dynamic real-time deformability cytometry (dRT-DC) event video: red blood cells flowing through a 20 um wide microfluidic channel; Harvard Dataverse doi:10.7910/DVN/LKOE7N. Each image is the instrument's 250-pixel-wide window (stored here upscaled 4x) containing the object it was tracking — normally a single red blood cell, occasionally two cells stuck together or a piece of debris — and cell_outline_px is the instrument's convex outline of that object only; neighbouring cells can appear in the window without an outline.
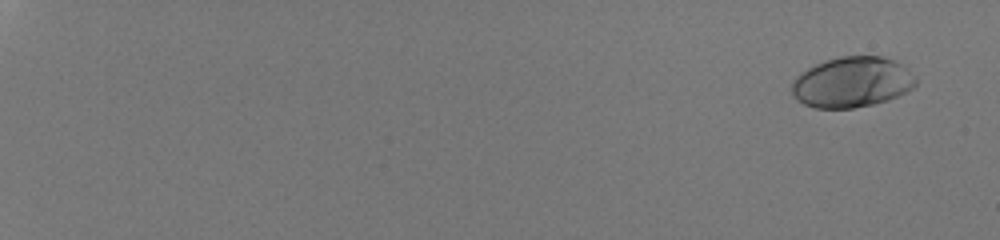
{"species": "human", "species_latin": "Homo sapiens", "temperature_condition": "room temperature", "stored_images_in_passage": 56, "camera_frame_rate_fps": 3000, "um_per_image_px": 0.085, "donor": {"sex": "male"}, "frame": {"image": 1, "passage_image": 4, "time_ms": 1.0, "image_size_px": [1000, 240], "cell_outline_px": [[916, 84], [912, 88], [888, 100], [872, 104], [852, 108], [816, 108], [804, 104], [796, 100], [792, 92], [792, 80], [796, 76], [808, 68], [824, 60], [840, 56], [880, 56], [892, 60], [900, 64], [916, 76]], "centroid_in_image_um": [72.39, 6.98], "position_along_channel_um": 12.6, "area_um2": 36.36}}
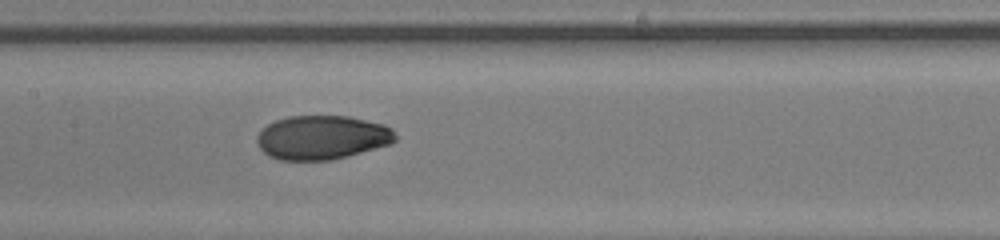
{"frame": {"image": 2, "passage_image": 34, "time_ms": 11.0, "image_size_px": [1000, 240], "cell_outline_px": [[396, 140], [392, 144], [328, 160], [280, 160], [268, 156], [256, 144], [256, 136], [268, 124], [276, 120], [288, 116], [348, 116], [384, 124], [392, 128], [396, 132]], "centroid_in_image_um": [27.37, 11.68], "position_along_channel_um": 180.0, "area_um2": 35.49}}
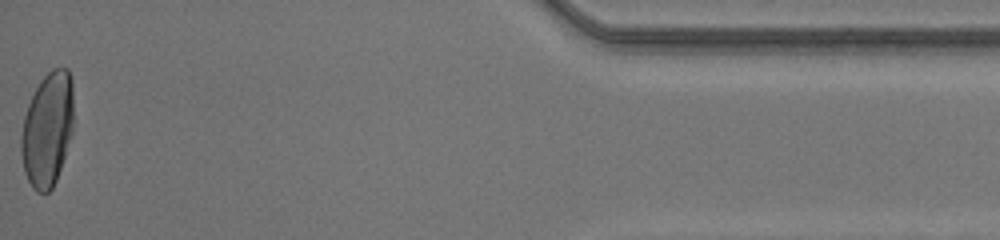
{"frame": {"image": 3, "passage_image": 56, "time_ms": 18.333, "image_size_px": [1000, 240], "cell_outline_px": [[72, 132], [56, 180], [52, 188], [48, 192], [36, 192], [32, 188], [24, 172], [20, 152], [20, 136], [24, 116], [28, 104], [40, 80], [52, 68], [68, 68], [72, 80]], "centroid_in_image_um": [4.01, 10.99], "position_along_channel_um": 431.2, "area_um2": 34.85}, "authors_computed_cell_mechanics": {"area_um2": 35.6048, "velocity_mm_per_s": 4.2316, "shape_relaxation_time_tau1_ms": 5.7769, "shape_relaxation_time_tau2_ms": null, "deformation_change_tau1": 0.2336, "deformation_change_tau2": null}}